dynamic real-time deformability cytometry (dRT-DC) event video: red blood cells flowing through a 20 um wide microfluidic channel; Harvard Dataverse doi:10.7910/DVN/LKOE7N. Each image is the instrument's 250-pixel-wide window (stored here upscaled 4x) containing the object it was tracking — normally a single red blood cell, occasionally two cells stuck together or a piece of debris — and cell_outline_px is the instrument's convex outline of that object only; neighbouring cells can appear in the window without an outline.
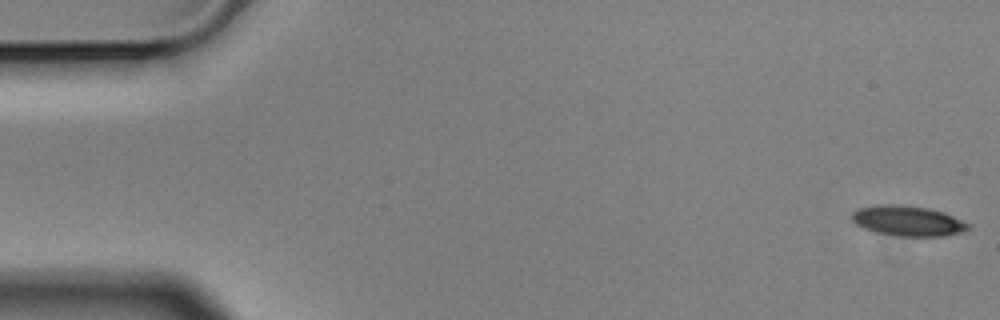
{"species": "Egyptian fruit bat (a non-hibernating species)", "species_latin": "Rousettus aegyptiacus", "temperature_condition": "cold", "stored_images_in_passage": 6, "segment_of_instrument_passage": [1, 2], "camera_frame_rate_fps": 3000, "um_per_image_px": 0.085, "animal": {"sex": "male"}, "frame": {"image": 1, "passage_image": 1, "time_ms": 0.0, "image_size_px": [1000, 320], "cell_outline_px": [[972, 228], [964, 232], [944, 236], [900, 236], [876, 232], [864, 228], [856, 224], [852, 220], [852, 212], [860, 208], [876, 204], [900, 204], [928, 208], [944, 212], [972, 224]], "centroid_in_image_um": [77.22, 18.77], "position_along_channel_um": 7.8, "area_um2": 20.75}}
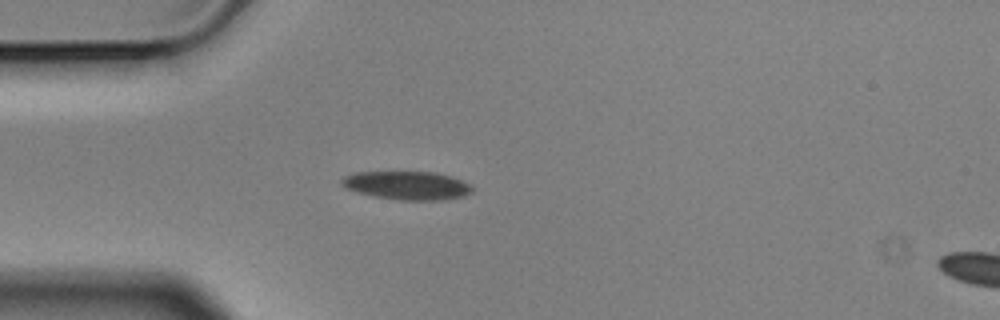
{"frame": {"image": 2, "passage_image": 5, "time_ms": 1.333, "image_size_px": [1000, 320], "cell_outline_px": [[472, 192], [464, 196], [440, 200], [400, 200], [372, 196], [356, 192], [344, 188], [340, 184], [340, 180], [344, 176], [352, 172], [436, 172], [452, 176], [472, 184]], "centroid_in_image_um": [34.58, 15.76], "position_along_channel_um": 50.4, "area_um2": 21.96}}